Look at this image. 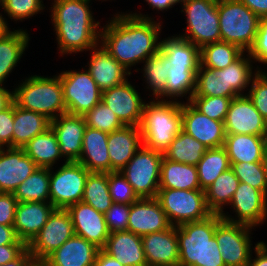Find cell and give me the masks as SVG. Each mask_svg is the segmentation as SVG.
Segmentation results:
<instances>
[{
    "mask_svg": "<svg viewBox=\"0 0 267 266\" xmlns=\"http://www.w3.org/2000/svg\"><path fill=\"white\" fill-rule=\"evenodd\" d=\"M109 21L100 27V44L128 71L159 52L162 22L141 12L116 13Z\"/></svg>",
    "mask_w": 267,
    "mask_h": 266,
    "instance_id": "6da1fadb",
    "label": "cell"
},
{
    "mask_svg": "<svg viewBox=\"0 0 267 266\" xmlns=\"http://www.w3.org/2000/svg\"><path fill=\"white\" fill-rule=\"evenodd\" d=\"M91 0H54L52 25L60 55L89 51L100 44V22L90 10Z\"/></svg>",
    "mask_w": 267,
    "mask_h": 266,
    "instance_id": "7a4b0ae2",
    "label": "cell"
},
{
    "mask_svg": "<svg viewBox=\"0 0 267 266\" xmlns=\"http://www.w3.org/2000/svg\"><path fill=\"white\" fill-rule=\"evenodd\" d=\"M220 214L177 226L179 266H225L215 238Z\"/></svg>",
    "mask_w": 267,
    "mask_h": 266,
    "instance_id": "3957f363",
    "label": "cell"
},
{
    "mask_svg": "<svg viewBox=\"0 0 267 266\" xmlns=\"http://www.w3.org/2000/svg\"><path fill=\"white\" fill-rule=\"evenodd\" d=\"M139 127L143 145L164 153L182 130V102L153 99L145 103Z\"/></svg>",
    "mask_w": 267,
    "mask_h": 266,
    "instance_id": "277c9868",
    "label": "cell"
},
{
    "mask_svg": "<svg viewBox=\"0 0 267 266\" xmlns=\"http://www.w3.org/2000/svg\"><path fill=\"white\" fill-rule=\"evenodd\" d=\"M13 101L25 110L38 112L51 121L67 113L59 75L26 77L13 91Z\"/></svg>",
    "mask_w": 267,
    "mask_h": 266,
    "instance_id": "5b68a950",
    "label": "cell"
},
{
    "mask_svg": "<svg viewBox=\"0 0 267 266\" xmlns=\"http://www.w3.org/2000/svg\"><path fill=\"white\" fill-rule=\"evenodd\" d=\"M221 41L244 52L254 45L260 18L239 0H217Z\"/></svg>",
    "mask_w": 267,
    "mask_h": 266,
    "instance_id": "8992f818",
    "label": "cell"
},
{
    "mask_svg": "<svg viewBox=\"0 0 267 266\" xmlns=\"http://www.w3.org/2000/svg\"><path fill=\"white\" fill-rule=\"evenodd\" d=\"M183 3V4H182ZM186 17L185 34L180 37L192 42L200 49L209 43L221 41L217 0H183Z\"/></svg>",
    "mask_w": 267,
    "mask_h": 266,
    "instance_id": "52a82bcc",
    "label": "cell"
},
{
    "mask_svg": "<svg viewBox=\"0 0 267 266\" xmlns=\"http://www.w3.org/2000/svg\"><path fill=\"white\" fill-rule=\"evenodd\" d=\"M156 198L172 226L200 221L212 214L204 190L159 188Z\"/></svg>",
    "mask_w": 267,
    "mask_h": 266,
    "instance_id": "ba28073f",
    "label": "cell"
},
{
    "mask_svg": "<svg viewBox=\"0 0 267 266\" xmlns=\"http://www.w3.org/2000/svg\"><path fill=\"white\" fill-rule=\"evenodd\" d=\"M163 153L144 145L120 170L139 198H156Z\"/></svg>",
    "mask_w": 267,
    "mask_h": 266,
    "instance_id": "9c48e42d",
    "label": "cell"
},
{
    "mask_svg": "<svg viewBox=\"0 0 267 266\" xmlns=\"http://www.w3.org/2000/svg\"><path fill=\"white\" fill-rule=\"evenodd\" d=\"M50 169V202L56 209H67L81 202L90 171L79 162H64L53 172Z\"/></svg>",
    "mask_w": 267,
    "mask_h": 266,
    "instance_id": "30bf717a",
    "label": "cell"
},
{
    "mask_svg": "<svg viewBox=\"0 0 267 266\" xmlns=\"http://www.w3.org/2000/svg\"><path fill=\"white\" fill-rule=\"evenodd\" d=\"M59 77L67 113L84 116L101 101L102 91L87 69L62 71Z\"/></svg>",
    "mask_w": 267,
    "mask_h": 266,
    "instance_id": "8fae6325",
    "label": "cell"
},
{
    "mask_svg": "<svg viewBox=\"0 0 267 266\" xmlns=\"http://www.w3.org/2000/svg\"><path fill=\"white\" fill-rule=\"evenodd\" d=\"M250 226L221 220L216 225L215 238L225 266H247L253 245Z\"/></svg>",
    "mask_w": 267,
    "mask_h": 266,
    "instance_id": "7c38bea8",
    "label": "cell"
},
{
    "mask_svg": "<svg viewBox=\"0 0 267 266\" xmlns=\"http://www.w3.org/2000/svg\"><path fill=\"white\" fill-rule=\"evenodd\" d=\"M74 235L70 213L66 209H55L27 248L35 261H44Z\"/></svg>",
    "mask_w": 267,
    "mask_h": 266,
    "instance_id": "4fadbf2b",
    "label": "cell"
},
{
    "mask_svg": "<svg viewBox=\"0 0 267 266\" xmlns=\"http://www.w3.org/2000/svg\"><path fill=\"white\" fill-rule=\"evenodd\" d=\"M229 205L237 218L234 219V216L226 215L223 212L221 217L225 221L247 225L252 228L266 221L267 195L246 183H239Z\"/></svg>",
    "mask_w": 267,
    "mask_h": 266,
    "instance_id": "5bb4252c",
    "label": "cell"
},
{
    "mask_svg": "<svg viewBox=\"0 0 267 266\" xmlns=\"http://www.w3.org/2000/svg\"><path fill=\"white\" fill-rule=\"evenodd\" d=\"M135 86L124 83L102 91L101 101L111 109L125 126H140L145 102Z\"/></svg>",
    "mask_w": 267,
    "mask_h": 266,
    "instance_id": "9a60e30c",
    "label": "cell"
},
{
    "mask_svg": "<svg viewBox=\"0 0 267 266\" xmlns=\"http://www.w3.org/2000/svg\"><path fill=\"white\" fill-rule=\"evenodd\" d=\"M224 126L226 134L267 137V121L257 111L247 95H240L231 100Z\"/></svg>",
    "mask_w": 267,
    "mask_h": 266,
    "instance_id": "2e32d148",
    "label": "cell"
},
{
    "mask_svg": "<svg viewBox=\"0 0 267 266\" xmlns=\"http://www.w3.org/2000/svg\"><path fill=\"white\" fill-rule=\"evenodd\" d=\"M182 130L208 149L224 146L226 138L224 122L210 119L188 101L182 103Z\"/></svg>",
    "mask_w": 267,
    "mask_h": 266,
    "instance_id": "e0dca14e",
    "label": "cell"
},
{
    "mask_svg": "<svg viewBox=\"0 0 267 266\" xmlns=\"http://www.w3.org/2000/svg\"><path fill=\"white\" fill-rule=\"evenodd\" d=\"M37 168L23 148H0V193H13Z\"/></svg>",
    "mask_w": 267,
    "mask_h": 266,
    "instance_id": "ac0fdd59",
    "label": "cell"
},
{
    "mask_svg": "<svg viewBox=\"0 0 267 266\" xmlns=\"http://www.w3.org/2000/svg\"><path fill=\"white\" fill-rule=\"evenodd\" d=\"M50 127L56 135L64 161L78 162L87 127L84 116L64 113L52 120Z\"/></svg>",
    "mask_w": 267,
    "mask_h": 266,
    "instance_id": "d6986e66",
    "label": "cell"
},
{
    "mask_svg": "<svg viewBox=\"0 0 267 266\" xmlns=\"http://www.w3.org/2000/svg\"><path fill=\"white\" fill-rule=\"evenodd\" d=\"M170 226L157 198H139L131 204L127 231L142 237L166 230Z\"/></svg>",
    "mask_w": 267,
    "mask_h": 266,
    "instance_id": "ffe728a7",
    "label": "cell"
},
{
    "mask_svg": "<svg viewBox=\"0 0 267 266\" xmlns=\"http://www.w3.org/2000/svg\"><path fill=\"white\" fill-rule=\"evenodd\" d=\"M66 210L72 218L75 235L102 249L110 235L104 214L82 201L70 205Z\"/></svg>",
    "mask_w": 267,
    "mask_h": 266,
    "instance_id": "44dd1931",
    "label": "cell"
},
{
    "mask_svg": "<svg viewBox=\"0 0 267 266\" xmlns=\"http://www.w3.org/2000/svg\"><path fill=\"white\" fill-rule=\"evenodd\" d=\"M141 238L147 266H179L177 226Z\"/></svg>",
    "mask_w": 267,
    "mask_h": 266,
    "instance_id": "7402d4cb",
    "label": "cell"
},
{
    "mask_svg": "<svg viewBox=\"0 0 267 266\" xmlns=\"http://www.w3.org/2000/svg\"><path fill=\"white\" fill-rule=\"evenodd\" d=\"M90 61L87 63L88 71L101 91L110 89L124 83L131 71L124 68L106 49L100 44L92 48Z\"/></svg>",
    "mask_w": 267,
    "mask_h": 266,
    "instance_id": "603a6c76",
    "label": "cell"
},
{
    "mask_svg": "<svg viewBox=\"0 0 267 266\" xmlns=\"http://www.w3.org/2000/svg\"><path fill=\"white\" fill-rule=\"evenodd\" d=\"M55 209L51 202H18L13 225L18 239L28 245Z\"/></svg>",
    "mask_w": 267,
    "mask_h": 266,
    "instance_id": "cb8c5ba5",
    "label": "cell"
},
{
    "mask_svg": "<svg viewBox=\"0 0 267 266\" xmlns=\"http://www.w3.org/2000/svg\"><path fill=\"white\" fill-rule=\"evenodd\" d=\"M142 146L140 127L124 126L108 133L107 147L110 172L122 170Z\"/></svg>",
    "mask_w": 267,
    "mask_h": 266,
    "instance_id": "d4e9b609",
    "label": "cell"
},
{
    "mask_svg": "<svg viewBox=\"0 0 267 266\" xmlns=\"http://www.w3.org/2000/svg\"><path fill=\"white\" fill-rule=\"evenodd\" d=\"M99 248L74 235L52 252L44 262L48 266H94Z\"/></svg>",
    "mask_w": 267,
    "mask_h": 266,
    "instance_id": "484cf974",
    "label": "cell"
},
{
    "mask_svg": "<svg viewBox=\"0 0 267 266\" xmlns=\"http://www.w3.org/2000/svg\"><path fill=\"white\" fill-rule=\"evenodd\" d=\"M102 250L123 266H147L142 238L133 232L110 233Z\"/></svg>",
    "mask_w": 267,
    "mask_h": 266,
    "instance_id": "4316f807",
    "label": "cell"
},
{
    "mask_svg": "<svg viewBox=\"0 0 267 266\" xmlns=\"http://www.w3.org/2000/svg\"><path fill=\"white\" fill-rule=\"evenodd\" d=\"M108 133L86 127L78 160L90 172L110 173Z\"/></svg>",
    "mask_w": 267,
    "mask_h": 266,
    "instance_id": "83f0119b",
    "label": "cell"
},
{
    "mask_svg": "<svg viewBox=\"0 0 267 266\" xmlns=\"http://www.w3.org/2000/svg\"><path fill=\"white\" fill-rule=\"evenodd\" d=\"M8 28L0 35V85L19 63L30 40L26 30L10 31Z\"/></svg>",
    "mask_w": 267,
    "mask_h": 266,
    "instance_id": "f1b7e54d",
    "label": "cell"
},
{
    "mask_svg": "<svg viewBox=\"0 0 267 266\" xmlns=\"http://www.w3.org/2000/svg\"><path fill=\"white\" fill-rule=\"evenodd\" d=\"M230 163L261 162L267 148V137L248 134H226L223 146Z\"/></svg>",
    "mask_w": 267,
    "mask_h": 266,
    "instance_id": "f546056e",
    "label": "cell"
},
{
    "mask_svg": "<svg viewBox=\"0 0 267 266\" xmlns=\"http://www.w3.org/2000/svg\"><path fill=\"white\" fill-rule=\"evenodd\" d=\"M246 53L247 52H244L236 61L222 69L224 97L233 99L240 95H246L243 91L248 88L252 78L258 72L259 67L253 72V60L249 53L247 55Z\"/></svg>",
    "mask_w": 267,
    "mask_h": 266,
    "instance_id": "4dcf8cb0",
    "label": "cell"
},
{
    "mask_svg": "<svg viewBox=\"0 0 267 266\" xmlns=\"http://www.w3.org/2000/svg\"><path fill=\"white\" fill-rule=\"evenodd\" d=\"M159 188L201 190L196 166L174 162L163 156Z\"/></svg>",
    "mask_w": 267,
    "mask_h": 266,
    "instance_id": "1f68e13d",
    "label": "cell"
},
{
    "mask_svg": "<svg viewBox=\"0 0 267 266\" xmlns=\"http://www.w3.org/2000/svg\"><path fill=\"white\" fill-rule=\"evenodd\" d=\"M51 120L46 116L18 107L14 102L13 147L22 148L36 135L49 129Z\"/></svg>",
    "mask_w": 267,
    "mask_h": 266,
    "instance_id": "d6a6232c",
    "label": "cell"
},
{
    "mask_svg": "<svg viewBox=\"0 0 267 266\" xmlns=\"http://www.w3.org/2000/svg\"><path fill=\"white\" fill-rule=\"evenodd\" d=\"M22 148L40 168L51 169L62 158L56 135L51 127L36 135Z\"/></svg>",
    "mask_w": 267,
    "mask_h": 266,
    "instance_id": "836d02e7",
    "label": "cell"
},
{
    "mask_svg": "<svg viewBox=\"0 0 267 266\" xmlns=\"http://www.w3.org/2000/svg\"><path fill=\"white\" fill-rule=\"evenodd\" d=\"M159 51L170 61L171 66L199 69L200 48L179 35L160 40Z\"/></svg>",
    "mask_w": 267,
    "mask_h": 266,
    "instance_id": "e575fe53",
    "label": "cell"
},
{
    "mask_svg": "<svg viewBox=\"0 0 267 266\" xmlns=\"http://www.w3.org/2000/svg\"><path fill=\"white\" fill-rule=\"evenodd\" d=\"M240 181L229 168L221 173L217 179L205 191L206 202L212 214H222L224 206L231 202L233 194L238 188Z\"/></svg>",
    "mask_w": 267,
    "mask_h": 266,
    "instance_id": "d590c367",
    "label": "cell"
},
{
    "mask_svg": "<svg viewBox=\"0 0 267 266\" xmlns=\"http://www.w3.org/2000/svg\"><path fill=\"white\" fill-rule=\"evenodd\" d=\"M207 149L205 145L181 130L163 156L174 162L196 166Z\"/></svg>",
    "mask_w": 267,
    "mask_h": 266,
    "instance_id": "8d00e7d4",
    "label": "cell"
},
{
    "mask_svg": "<svg viewBox=\"0 0 267 266\" xmlns=\"http://www.w3.org/2000/svg\"><path fill=\"white\" fill-rule=\"evenodd\" d=\"M50 169L38 167L13 192L18 202H50Z\"/></svg>",
    "mask_w": 267,
    "mask_h": 266,
    "instance_id": "74e56055",
    "label": "cell"
},
{
    "mask_svg": "<svg viewBox=\"0 0 267 266\" xmlns=\"http://www.w3.org/2000/svg\"><path fill=\"white\" fill-rule=\"evenodd\" d=\"M231 167L224 147L207 149L196 165L200 189L208 188L217 177Z\"/></svg>",
    "mask_w": 267,
    "mask_h": 266,
    "instance_id": "f35d334b",
    "label": "cell"
},
{
    "mask_svg": "<svg viewBox=\"0 0 267 266\" xmlns=\"http://www.w3.org/2000/svg\"><path fill=\"white\" fill-rule=\"evenodd\" d=\"M198 69H189L187 66H171L167 75V82L165 85L166 100L173 98L178 101L180 97L188 95V102L195 94L196 78ZM179 97V98H178Z\"/></svg>",
    "mask_w": 267,
    "mask_h": 266,
    "instance_id": "ab89813d",
    "label": "cell"
},
{
    "mask_svg": "<svg viewBox=\"0 0 267 266\" xmlns=\"http://www.w3.org/2000/svg\"><path fill=\"white\" fill-rule=\"evenodd\" d=\"M243 53L237 45L219 41L204 45L200 49V60L204 67L219 70L236 61Z\"/></svg>",
    "mask_w": 267,
    "mask_h": 266,
    "instance_id": "60d3db41",
    "label": "cell"
},
{
    "mask_svg": "<svg viewBox=\"0 0 267 266\" xmlns=\"http://www.w3.org/2000/svg\"><path fill=\"white\" fill-rule=\"evenodd\" d=\"M171 65L170 61L160 51L144 62L143 69H141L145 78L144 81L146 80L147 89L152 90V95L156 99L163 100L165 97V85Z\"/></svg>",
    "mask_w": 267,
    "mask_h": 266,
    "instance_id": "b9f144b4",
    "label": "cell"
},
{
    "mask_svg": "<svg viewBox=\"0 0 267 266\" xmlns=\"http://www.w3.org/2000/svg\"><path fill=\"white\" fill-rule=\"evenodd\" d=\"M82 202L105 213L113 203L108 190V173L90 172L84 188Z\"/></svg>",
    "mask_w": 267,
    "mask_h": 266,
    "instance_id": "7bdbcfd3",
    "label": "cell"
},
{
    "mask_svg": "<svg viewBox=\"0 0 267 266\" xmlns=\"http://www.w3.org/2000/svg\"><path fill=\"white\" fill-rule=\"evenodd\" d=\"M192 97H224L222 69L213 70L200 63L195 94Z\"/></svg>",
    "mask_w": 267,
    "mask_h": 266,
    "instance_id": "ee69618b",
    "label": "cell"
},
{
    "mask_svg": "<svg viewBox=\"0 0 267 266\" xmlns=\"http://www.w3.org/2000/svg\"><path fill=\"white\" fill-rule=\"evenodd\" d=\"M84 119L87 127L106 133H111L125 126L102 101L88 111L84 115Z\"/></svg>",
    "mask_w": 267,
    "mask_h": 266,
    "instance_id": "f6af8a7d",
    "label": "cell"
},
{
    "mask_svg": "<svg viewBox=\"0 0 267 266\" xmlns=\"http://www.w3.org/2000/svg\"><path fill=\"white\" fill-rule=\"evenodd\" d=\"M240 182L246 183L267 195V180L261 162L230 163Z\"/></svg>",
    "mask_w": 267,
    "mask_h": 266,
    "instance_id": "bcb514c9",
    "label": "cell"
},
{
    "mask_svg": "<svg viewBox=\"0 0 267 266\" xmlns=\"http://www.w3.org/2000/svg\"><path fill=\"white\" fill-rule=\"evenodd\" d=\"M231 100L229 97H191L189 102L210 119L224 122Z\"/></svg>",
    "mask_w": 267,
    "mask_h": 266,
    "instance_id": "7dc6e473",
    "label": "cell"
},
{
    "mask_svg": "<svg viewBox=\"0 0 267 266\" xmlns=\"http://www.w3.org/2000/svg\"><path fill=\"white\" fill-rule=\"evenodd\" d=\"M42 3L43 0H4L0 6L11 20L23 21L41 13L46 8Z\"/></svg>",
    "mask_w": 267,
    "mask_h": 266,
    "instance_id": "c3c4849f",
    "label": "cell"
},
{
    "mask_svg": "<svg viewBox=\"0 0 267 266\" xmlns=\"http://www.w3.org/2000/svg\"><path fill=\"white\" fill-rule=\"evenodd\" d=\"M108 190L115 203L132 204L139 199L120 171L108 173Z\"/></svg>",
    "mask_w": 267,
    "mask_h": 266,
    "instance_id": "681fc988",
    "label": "cell"
},
{
    "mask_svg": "<svg viewBox=\"0 0 267 266\" xmlns=\"http://www.w3.org/2000/svg\"><path fill=\"white\" fill-rule=\"evenodd\" d=\"M246 95L257 111L267 121V79L258 71L252 78Z\"/></svg>",
    "mask_w": 267,
    "mask_h": 266,
    "instance_id": "f907efd6",
    "label": "cell"
},
{
    "mask_svg": "<svg viewBox=\"0 0 267 266\" xmlns=\"http://www.w3.org/2000/svg\"><path fill=\"white\" fill-rule=\"evenodd\" d=\"M131 204L115 203L104 213L107 228L110 233L127 231Z\"/></svg>",
    "mask_w": 267,
    "mask_h": 266,
    "instance_id": "816d5d0a",
    "label": "cell"
},
{
    "mask_svg": "<svg viewBox=\"0 0 267 266\" xmlns=\"http://www.w3.org/2000/svg\"><path fill=\"white\" fill-rule=\"evenodd\" d=\"M253 62L267 64V18H260L258 32L252 48L247 52Z\"/></svg>",
    "mask_w": 267,
    "mask_h": 266,
    "instance_id": "f5cc1de1",
    "label": "cell"
},
{
    "mask_svg": "<svg viewBox=\"0 0 267 266\" xmlns=\"http://www.w3.org/2000/svg\"><path fill=\"white\" fill-rule=\"evenodd\" d=\"M14 101L0 112V148L13 147Z\"/></svg>",
    "mask_w": 267,
    "mask_h": 266,
    "instance_id": "db71d44e",
    "label": "cell"
},
{
    "mask_svg": "<svg viewBox=\"0 0 267 266\" xmlns=\"http://www.w3.org/2000/svg\"><path fill=\"white\" fill-rule=\"evenodd\" d=\"M17 203L13 193H0V224L14 225Z\"/></svg>",
    "mask_w": 267,
    "mask_h": 266,
    "instance_id": "11a10c76",
    "label": "cell"
},
{
    "mask_svg": "<svg viewBox=\"0 0 267 266\" xmlns=\"http://www.w3.org/2000/svg\"><path fill=\"white\" fill-rule=\"evenodd\" d=\"M26 248L27 245L19 239L14 244L0 245V265L13 261Z\"/></svg>",
    "mask_w": 267,
    "mask_h": 266,
    "instance_id": "9f6ffc18",
    "label": "cell"
},
{
    "mask_svg": "<svg viewBox=\"0 0 267 266\" xmlns=\"http://www.w3.org/2000/svg\"><path fill=\"white\" fill-rule=\"evenodd\" d=\"M256 257L252 253L247 266H267V245L263 241L257 242L253 248ZM254 258V259H252Z\"/></svg>",
    "mask_w": 267,
    "mask_h": 266,
    "instance_id": "6f0895ef",
    "label": "cell"
},
{
    "mask_svg": "<svg viewBox=\"0 0 267 266\" xmlns=\"http://www.w3.org/2000/svg\"><path fill=\"white\" fill-rule=\"evenodd\" d=\"M259 18H267V0H239Z\"/></svg>",
    "mask_w": 267,
    "mask_h": 266,
    "instance_id": "680465c9",
    "label": "cell"
},
{
    "mask_svg": "<svg viewBox=\"0 0 267 266\" xmlns=\"http://www.w3.org/2000/svg\"><path fill=\"white\" fill-rule=\"evenodd\" d=\"M17 240L13 226L0 224V245L14 244Z\"/></svg>",
    "mask_w": 267,
    "mask_h": 266,
    "instance_id": "91938a15",
    "label": "cell"
},
{
    "mask_svg": "<svg viewBox=\"0 0 267 266\" xmlns=\"http://www.w3.org/2000/svg\"><path fill=\"white\" fill-rule=\"evenodd\" d=\"M34 261L33 255L26 248L16 259L0 266H30Z\"/></svg>",
    "mask_w": 267,
    "mask_h": 266,
    "instance_id": "94428289",
    "label": "cell"
},
{
    "mask_svg": "<svg viewBox=\"0 0 267 266\" xmlns=\"http://www.w3.org/2000/svg\"><path fill=\"white\" fill-rule=\"evenodd\" d=\"M94 266H123V264L100 249Z\"/></svg>",
    "mask_w": 267,
    "mask_h": 266,
    "instance_id": "6125c7cd",
    "label": "cell"
},
{
    "mask_svg": "<svg viewBox=\"0 0 267 266\" xmlns=\"http://www.w3.org/2000/svg\"><path fill=\"white\" fill-rule=\"evenodd\" d=\"M5 85H0V112L5 110L13 102V91H9Z\"/></svg>",
    "mask_w": 267,
    "mask_h": 266,
    "instance_id": "be15d7a7",
    "label": "cell"
},
{
    "mask_svg": "<svg viewBox=\"0 0 267 266\" xmlns=\"http://www.w3.org/2000/svg\"><path fill=\"white\" fill-rule=\"evenodd\" d=\"M148 5L150 6V8L152 7L153 10H157V11H164V10H168L171 9L175 4V2L173 0H145Z\"/></svg>",
    "mask_w": 267,
    "mask_h": 266,
    "instance_id": "e7e4bbea",
    "label": "cell"
},
{
    "mask_svg": "<svg viewBox=\"0 0 267 266\" xmlns=\"http://www.w3.org/2000/svg\"><path fill=\"white\" fill-rule=\"evenodd\" d=\"M2 16V13H0V35L7 30L8 27V22L5 20L6 18Z\"/></svg>",
    "mask_w": 267,
    "mask_h": 266,
    "instance_id": "03108f58",
    "label": "cell"
},
{
    "mask_svg": "<svg viewBox=\"0 0 267 266\" xmlns=\"http://www.w3.org/2000/svg\"><path fill=\"white\" fill-rule=\"evenodd\" d=\"M261 164H262V167H263V170H264V174H265V177H266V180H267V148L264 151V154H263V157H262V160H261Z\"/></svg>",
    "mask_w": 267,
    "mask_h": 266,
    "instance_id": "003e7915",
    "label": "cell"
},
{
    "mask_svg": "<svg viewBox=\"0 0 267 266\" xmlns=\"http://www.w3.org/2000/svg\"><path fill=\"white\" fill-rule=\"evenodd\" d=\"M30 266H48L44 261H34Z\"/></svg>",
    "mask_w": 267,
    "mask_h": 266,
    "instance_id": "a7ac6f4b",
    "label": "cell"
},
{
    "mask_svg": "<svg viewBox=\"0 0 267 266\" xmlns=\"http://www.w3.org/2000/svg\"><path fill=\"white\" fill-rule=\"evenodd\" d=\"M258 71L267 79V73L265 70L263 71L262 69L260 70V68H258Z\"/></svg>",
    "mask_w": 267,
    "mask_h": 266,
    "instance_id": "89a4df30",
    "label": "cell"
},
{
    "mask_svg": "<svg viewBox=\"0 0 267 266\" xmlns=\"http://www.w3.org/2000/svg\"><path fill=\"white\" fill-rule=\"evenodd\" d=\"M175 2V4L177 3H181L183 0H173Z\"/></svg>",
    "mask_w": 267,
    "mask_h": 266,
    "instance_id": "2644e50d",
    "label": "cell"
}]
</instances>
